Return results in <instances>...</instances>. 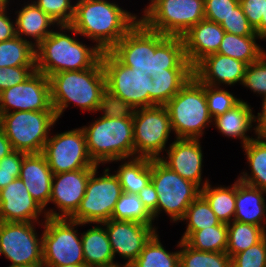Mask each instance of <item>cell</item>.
Masks as SVG:
<instances>
[{"label": "cell", "mask_w": 266, "mask_h": 267, "mask_svg": "<svg viewBox=\"0 0 266 267\" xmlns=\"http://www.w3.org/2000/svg\"><path fill=\"white\" fill-rule=\"evenodd\" d=\"M125 66L150 77L161 72H193L182 37L165 36L138 21L110 50Z\"/></svg>", "instance_id": "1"}, {"label": "cell", "mask_w": 266, "mask_h": 267, "mask_svg": "<svg viewBox=\"0 0 266 267\" xmlns=\"http://www.w3.org/2000/svg\"><path fill=\"white\" fill-rule=\"evenodd\" d=\"M70 25H58L94 40L102 51H110L140 19L107 0H77ZM132 14V15H131Z\"/></svg>", "instance_id": "2"}, {"label": "cell", "mask_w": 266, "mask_h": 267, "mask_svg": "<svg viewBox=\"0 0 266 267\" xmlns=\"http://www.w3.org/2000/svg\"><path fill=\"white\" fill-rule=\"evenodd\" d=\"M84 131L87 149L96 165L134 158L133 110L107 107Z\"/></svg>", "instance_id": "3"}, {"label": "cell", "mask_w": 266, "mask_h": 267, "mask_svg": "<svg viewBox=\"0 0 266 267\" xmlns=\"http://www.w3.org/2000/svg\"><path fill=\"white\" fill-rule=\"evenodd\" d=\"M48 78L51 103L57 118L70 102L95 113L108 107L106 76L101 60L86 70L58 72Z\"/></svg>", "instance_id": "4"}, {"label": "cell", "mask_w": 266, "mask_h": 267, "mask_svg": "<svg viewBox=\"0 0 266 267\" xmlns=\"http://www.w3.org/2000/svg\"><path fill=\"white\" fill-rule=\"evenodd\" d=\"M108 107L134 110L152 107V77L122 64L110 51L102 53Z\"/></svg>", "instance_id": "5"}, {"label": "cell", "mask_w": 266, "mask_h": 267, "mask_svg": "<svg viewBox=\"0 0 266 267\" xmlns=\"http://www.w3.org/2000/svg\"><path fill=\"white\" fill-rule=\"evenodd\" d=\"M102 53L96 45L87 47L66 33L53 31L36 47V71L49 77L58 72L86 70L101 60Z\"/></svg>", "instance_id": "6"}, {"label": "cell", "mask_w": 266, "mask_h": 267, "mask_svg": "<svg viewBox=\"0 0 266 267\" xmlns=\"http://www.w3.org/2000/svg\"><path fill=\"white\" fill-rule=\"evenodd\" d=\"M176 138L200 139L213 119L208 111L205 84L194 75L165 105Z\"/></svg>", "instance_id": "7"}, {"label": "cell", "mask_w": 266, "mask_h": 267, "mask_svg": "<svg viewBox=\"0 0 266 267\" xmlns=\"http://www.w3.org/2000/svg\"><path fill=\"white\" fill-rule=\"evenodd\" d=\"M57 120L55 111H14L0 116V129L13 150L36 154L42 153Z\"/></svg>", "instance_id": "8"}, {"label": "cell", "mask_w": 266, "mask_h": 267, "mask_svg": "<svg viewBox=\"0 0 266 267\" xmlns=\"http://www.w3.org/2000/svg\"><path fill=\"white\" fill-rule=\"evenodd\" d=\"M140 21L165 36L183 37L205 19L204 0H155L144 10Z\"/></svg>", "instance_id": "9"}, {"label": "cell", "mask_w": 266, "mask_h": 267, "mask_svg": "<svg viewBox=\"0 0 266 267\" xmlns=\"http://www.w3.org/2000/svg\"><path fill=\"white\" fill-rule=\"evenodd\" d=\"M151 182L158 195L157 216L164 210L171 221H181L189 205L200 195V188L182 178L160 159H151Z\"/></svg>", "instance_id": "10"}, {"label": "cell", "mask_w": 266, "mask_h": 267, "mask_svg": "<svg viewBox=\"0 0 266 267\" xmlns=\"http://www.w3.org/2000/svg\"><path fill=\"white\" fill-rule=\"evenodd\" d=\"M42 232L43 266L85 264L82 241L75 228L85 225L69 218H45ZM76 226V227H75Z\"/></svg>", "instance_id": "11"}, {"label": "cell", "mask_w": 266, "mask_h": 267, "mask_svg": "<svg viewBox=\"0 0 266 267\" xmlns=\"http://www.w3.org/2000/svg\"><path fill=\"white\" fill-rule=\"evenodd\" d=\"M98 166L92 171L83 199L76 213L70 218L80 223L102 224L111 219L116 203L123 193L116 174L105 169L104 175L96 177Z\"/></svg>", "instance_id": "12"}, {"label": "cell", "mask_w": 266, "mask_h": 267, "mask_svg": "<svg viewBox=\"0 0 266 267\" xmlns=\"http://www.w3.org/2000/svg\"><path fill=\"white\" fill-rule=\"evenodd\" d=\"M172 130L165 106L133 110L134 157L160 159Z\"/></svg>", "instance_id": "13"}, {"label": "cell", "mask_w": 266, "mask_h": 267, "mask_svg": "<svg viewBox=\"0 0 266 267\" xmlns=\"http://www.w3.org/2000/svg\"><path fill=\"white\" fill-rule=\"evenodd\" d=\"M42 154L53 174L98 166L89 155L82 128L50 136Z\"/></svg>", "instance_id": "14"}, {"label": "cell", "mask_w": 266, "mask_h": 267, "mask_svg": "<svg viewBox=\"0 0 266 267\" xmlns=\"http://www.w3.org/2000/svg\"><path fill=\"white\" fill-rule=\"evenodd\" d=\"M32 222L0 221V255L11 265L43 266L42 236L38 238Z\"/></svg>", "instance_id": "15"}, {"label": "cell", "mask_w": 266, "mask_h": 267, "mask_svg": "<svg viewBox=\"0 0 266 267\" xmlns=\"http://www.w3.org/2000/svg\"><path fill=\"white\" fill-rule=\"evenodd\" d=\"M14 111H54L49 78L35 71L23 83L0 92V116Z\"/></svg>", "instance_id": "16"}, {"label": "cell", "mask_w": 266, "mask_h": 267, "mask_svg": "<svg viewBox=\"0 0 266 267\" xmlns=\"http://www.w3.org/2000/svg\"><path fill=\"white\" fill-rule=\"evenodd\" d=\"M95 168L90 167L53 174L49 202H53L60 211L56 212L54 209L44 210V218L70 219L80 206L81 200L85 195L89 177Z\"/></svg>", "instance_id": "17"}, {"label": "cell", "mask_w": 266, "mask_h": 267, "mask_svg": "<svg viewBox=\"0 0 266 267\" xmlns=\"http://www.w3.org/2000/svg\"><path fill=\"white\" fill-rule=\"evenodd\" d=\"M105 226L108 239L114 254H119L129 266L141 253L146 243L157 232L152 224H143L134 221L110 219L102 223Z\"/></svg>", "instance_id": "18"}, {"label": "cell", "mask_w": 266, "mask_h": 267, "mask_svg": "<svg viewBox=\"0 0 266 267\" xmlns=\"http://www.w3.org/2000/svg\"><path fill=\"white\" fill-rule=\"evenodd\" d=\"M199 139L176 138L167 148V157L160 160L182 178L189 180L202 189L208 180L202 185L203 153Z\"/></svg>", "instance_id": "19"}, {"label": "cell", "mask_w": 266, "mask_h": 267, "mask_svg": "<svg viewBox=\"0 0 266 267\" xmlns=\"http://www.w3.org/2000/svg\"><path fill=\"white\" fill-rule=\"evenodd\" d=\"M43 208L31 197L20 178L0 190L1 222H37Z\"/></svg>", "instance_id": "20"}, {"label": "cell", "mask_w": 266, "mask_h": 267, "mask_svg": "<svg viewBox=\"0 0 266 267\" xmlns=\"http://www.w3.org/2000/svg\"><path fill=\"white\" fill-rule=\"evenodd\" d=\"M247 64L220 53L206 56L194 68V76L209 86L234 85L243 82Z\"/></svg>", "instance_id": "21"}, {"label": "cell", "mask_w": 266, "mask_h": 267, "mask_svg": "<svg viewBox=\"0 0 266 267\" xmlns=\"http://www.w3.org/2000/svg\"><path fill=\"white\" fill-rule=\"evenodd\" d=\"M224 34L220 24L206 19L192 26L182 37L190 65L194 68L206 56L217 53Z\"/></svg>", "instance_id": "22"}, {"label": "cell", "mask_w": 266, "mask_h": 267, "mask_svg": "<svg viewBox=\"0 0 266 267\" xmlns=\"http://www.w3.org/2000/svg\"><path fill=\"white\" fill-rule=\"evenodd\" d=\"M19 178L31 197L45 210L51 197L53 172L42 153L26 154Z\"/></svg>", "instance_id": "23"}, {"label": "cell", "mask_w": 266, "mask_h": 267, "mask_svg": "<svg viewBox=\"0 0 266 267\" xmlns=\"http://www.w3.org/2000/svg\"><path fill=\"white\" fill-rule=\"evenodd\" d=\"M265 190L236 180L235 221L266 228ZM264 221V222H263Z\"/></svg>", "instance_id": "24"}, {"label": "cell", "mask_w": 266, "mask_h": 267, "mask_svg": "<svg viewBox=\"0 0 266 267\" xmlns=\"http://www.w3.org/2000/svg\"><path fill=\"white\" fill-rule=\"evenodd\" d=\"M252 112L250 105L240 100L229 111L213 118L214 125L223 135L241 139L244 146L254 139L246 136L248 130H252V123L256 120Z\"/></svg>", "instance_id": "25"}, {"label": "cell", "mask_w": 266, "mask_h": 267, "mask_svg": "<svg viewBox=\"0 0 266 267\" xmlns=\"http://www.w3.org/2000/svg\"><path fill=\"white\" fill-rule=\"evenodd\" d=\"M16 14H18L15 19L16 36L23 39H26L22 37L23 35L32 37L36 47L53 32L48 29L51 25L58 26L35 2L27 3Z\"/></svg>", "instance_id": "26"}, {"label": "cell", "mask_w": 266, "mask_h": 267, "mask_svg": "<svg viewBox=\"0 0 266 267\" xmlns=\"http://www.w3.org/2000/svg\"><path fill=\"white\" fill-rule=\"evenodd\" d=\"M104 227V228H103ZM81 241L85 265L101 267L117 264L105 226H94L81 233Z\"/></svg>", "instance_id": "27"}, {"label": "cell", "mask_w": 266, "mask_h": 267, "mask_svg": "<svg viewBox=\"0 0 266 267\" xmlns=\"http://www.w3.org/2000/svg\"><path fill=\"white\" fill-rule=\"evenodd\" d=\"M257 38L262 39L255 34L254 36H238L225 32L217 53L240 60L247 65L259 60L265 51L256 43Z\"/></svg>", "instance_id": "28"}, {"label": "cell", "mask_w": 266, "mask_h": 267, "mask_svg": "<svg viewBox=\"0 0 266 267\" xmlns=\"http://www.w3.org/2000/svg\"><path fill=\"white\" fill-rule=\"evenodd\" d=\"M124 160L115 174L123 192L137 194L151 181V159L134 157Z\"/></svg>", "instance_id": "29"}, {"label": "cell", "mask_w": 266, "mask_h": 267, "mask_svg": "<svg viewBox=\"0 0 266 267\" xmlns=\"http://www.w3.org/2000/svg\"><path fill=\"white\" fill-rule=\"evenodd\" d=\"M247 157L251 176L242 172L238 178L241 182L266 191V140L254 138L242 146Z\"/></svg>", "instance_id": "30"}, {"label": "cell", "mask_w": 266, "mask_h": 267, "mask_svg": "<svg viewBox=\"0 0 266 267\" xmlns=\"http://www.w3.org/2000/svg\"><path fill=\"white\" fill-rule=\"evenodd\" d=\"M36 66V46L19 36L0 42V68Z\"/></svg>", "instance_id": "31"}, {"label": "cell", "mask_w": 266, "mask_h": 267, "mask_svg": "<svg viewBox=\"0 0 266 267\" xmlns=\"http://www.w3.org/2000/svg\"><path fill=\"white\" fill-rule=\"evenodd\" d=\"M200 194L206 199L212 211L222 223L228 224L233 221L236 203V182L231 185V188L229 186L213 188L208 183L200 190Z\"/></svg>", "instance_id": "32"}, {"label": "cell", "mask_w": 266, "mask_h": 267, "mask_svg": "<svg viewBox=\"0 0 266 267\" xmlns=\"http://www.w3.org/2000/svg\"><path fill=\"white\" fill-rule=\"evenodd\" d=\"M227 248L226 253L232 257L256 245L265 237L262 227L233 220L227 224Z\"/></svg>", "instance_id": "33"}, {"label": "cell", "mask_w": 266, "mask_h": 267, "mask_svg": "<svg viewBox=\"0 0 266 267\" xmlns=\"http://www.w3.org/2000/svg\"><path fill=\"white\" fill-rule=\"evenodd\" d=\"M179 262L180 251H166L156 232L128 267H179Z\"/></svg>", "instance_id": "34"}, {"label": "cell", "mask_w": 266, "mask_h": 267, "mask_svg": "<svg viewBox=\"0 0 266 267\" xmlns=\"http://www.w3.org/2000/svg\"><path fill=\"white\" fill-rule=\"evenodd\" d=\"M193 75V72H161L153 76L152 106H164Z\"/></svg>", "instance_id": "35"}, {"label": "cell", "mask_w": 266, "mask_h": 267, "mask_svg": "<svg viewBox=\"0 0 266 267\" xmlns=\"http://www.w3.org/2000/svg\"><path fill=\"white\" fill-rule=\"evenodd\" d=\"M228 227L226 223L193 232L184 242L205 252H226Z\"/></svg>", "instance_id": "36"}, {"label": "cell", "mask_w": 266, "mask_h": 267, "mask_svg": "<svg viewBox=\"0 0 266 267\" xmlns=\"http://www.w3.org/2000/svg\"><path fill=\"white\" fill-rule=\"evenodd\" d=\"M186 220L188 223L186 231L181 238L182 241H185L195 231L222 223L201 194L187 208L181 221Z\"/></svg>", "instance_id": "37"}, {"label": "cell", "mask_w": 266, "mask_h": 267, "mask_svg": "<svg viewBox=\"0 0 266 267\" xmlns=\"http://www.w3.org/2000/svg\"><path fill=\"white\" fill-rule=\"evenodd\" d=\"M179 267H231V257L226 252L198 251L180 240Z\"/></svg>", "instance_id": "38"}, {"label": "cell", "mask_w": 266, "mask_h": 267, "mask_svg": "<svg viewBox=\"0 0 266 267\" xmlns=\"http://www.w3.org/2000/svg\"><path fill=\"white\" fill-rule=\"evenodd\" d=\"M111 219L153 224V216L147 211L137 194L123 192L116 203Z\"/></svg>", "instance_id": "39"}, {"label": "cell", "mask_w": 266, "mask_h": 267, "mask_svg": "<svg viewBox=\"0 0 266 267\" xmlns=\"http://www.w3.org/2000/svg\"><path fill=\"white\" fill-rule=\"evenodd\" d=\"M220 86H209L205 84V95L210 116L215 118L229 111L240 99L232 93L219 88Z\"/></svg>", "instance_id": "40"}, {"label": "cell", "mask_w": 266, "mask_h": 267, "mask_svg": "<svg viewBox=\"0 0 266 267\" xmlns=\"http://www.w3.org/2000/svg\"><path fill=\"white\" fill-rule=\"evenodd\" d=\"M57 25H70L74 17L75 5L71 0H36L33 1Z\"/></svg>", "instance_id": "41"}, {"label": "cell", "mask_w": 266, "mask_h": 267, "mask_svg": "<svg viewBox=\"0 0 266 267\" xmlns=\"http://www.w3.org/2000/svg\"><path fill=\"white\" fill-rule=\"evenodd\" d=\"M242 85L266 99V53L257 61L247 65Z\"/></svg>", "instance_id": "42"}, {"label": "cell", "mask_w": 266, "mask_h": 267, "mask_svg": "<svg viewBox=\"0 0 266 267\" xmlns=\"http://www.w3.org/2000/svg\"><path fill=\"white\" fill-rule=\"evenodd\" d=\"M231 267H266V238L232 256Z\"/></svg>", "instance_id": "43"}, {"label": "cell", "mask_w": 266, "mask_h": 267, "mask_svg": "<svg viewBox=\"0 0 266 267\" xmlns=\"http://www.w3.org/2000/svg\"><path fill=\"white\" fill-rule=\"evenodd\" d=\"M26 153L13 150L0 160V190L20 176L22 160Z\"/></svg>", "instance_id": "44"}, {"label": "cell", "mask_w": 266, "mask_h": 267, "mask_svg": "<svg viewBox=\"0 0 266 267\" xmlns=\"http://www.w3.org/2000/svg\"><path fill=\"white\" fill-rule=\"evenodd\" d=\"M221 27L225 32L238 36H254L256 31L248 22L240 4L233 9V12L224 20Z\"/></svg>", "instance_id": "45"}, {"label": "cell", "mask_w": 266, "mask_h": 267, "mask_svg": "<svg viewBox=\"0 0 266 267\" xmlns=\"http://www.w3.org/2000/svg\"><path fill=\"white\" fill-rule=\"evenodd\" d=\"M239 5V0H204L205 19L221 24Z\"/></svg>", "instance_id": "46"}, {"label": "cell", "mask_w": 266, "mask_h": 267, "mask_svg": "<svg viewBox=\"0 0 266 267\" xmlns=\"http://www.w3.org/2000/svg\"><path fill=\"white\" fill-rule=\"evenodd\" d=\"M36 71V66L0 68V92L23 83Z\"/></svg>", "instance_id": "47"}, {"label": "cell", "mask_w": 266, "mask_h": 267, "mask_svg": "<svg viewBox=\"0 0 266 267\" xmlns=\"http://www.w3.org/2000/svg\"><path fill=\"white\" fill-rule=\"evenodd\" d=\"M248 22L261 37V20L265 18V0H239Z\"/></svg>", "instance_id": "48"}, {"label": "cell", "mask_w": 266, "mask_h": 267, "mask_svg": "<svg viewBox=\"0 0 266 267\" xmlns=\"http://www.w3.org/2000/svg\"><path fill=\"white\" fill-rule=\"evenodd\" d=\"M144 207L153 216V219L157 217V205L158 195L152 182L150 181L144 188L137 193Z\"/></svg>", "instance_id": "49"}, {"label": "cell", "mask_w": 266, "mask_h": 267, "mask_svg": "<svg viewBox=\"0 0 266 267\" xmlns=\"http://www.w3.org/2000/svg\"><path fill=\"white\" fill-rule=\"evenodd\" d=\"M6 8H0V42L10 40L16 36L15 23L11 21L10 16H7Z\"/></svg>", "instance_id": "50"}, {"label": "cell", "mask_w": 266, "mask_h": 267, "mask_svg": "<svg viewBox=\"0 0 266 267\" xmlns=\"http://www.w3.org/2000/svg\"><path fill=\"white\" fill-rule=\"evenodd\" d=\"M255 116V122H258L254 128L255 134L257 138L262 140H266V99L262 101V112L257 113Z\"/></svg>", "instance_id": "51"}, {"label": "cell", "mask_w": 266, "mask_h": 267, "mask_svg": "<svg viewBox=\"0 0 266 267\" xmlns=\"http://www.w3.org/2000/svg\"><path fill=\"white\" fill-rule=\"evenodd\" d=\"M13 151L11 142L0 129V160Z\"/></svg>", "instance_id": "52"}, {"label": "cell", "mask_w": 266, "mask_h": 267, "mask_svg": "<svg viewBox=\"0 0 266 267\" xmlns=\"http://www.w3.org/2000/svg\"><path fill=\"white\" fill-rule=\"evenodd\" d=\"M261 38L266 39V0H265V18L261 20Z\"/></svg>", "instance_id": "53"}, {"label": "cell", "mask_w": 266, "mask_h": 267, "mask_svg": "<svg viewBox=\"0 0 266 267\" xmlns=\"http://www.w3.org/2000/svg\"><path fill=\"white\" fill-rule=\"evenodd\" d=\"M54 267H87V266L85 264H69V265L54 266Z\"/></svg>", "instance_id": "54"}, {"label": "cell", "mask_w": 266, "mask_h": 267, "mask_svg": "<svg viewBox=\"0 0 266 267\" xmlns=\"http://www.w3.org/2000/svg\"><path fill=\"white\" fill-rule=\"evenodd\" d=\"M10 0H0V8L7 7Z\"/></svg>", "instance_id": "55"}, {"label": "cell", "mask_w": 266, "mask_h": 267, "mask_svg": "<svg viewBox=\"0 0 266 267\" xmlns=\"http://www.w3.org/2000/svg\"><path fill=\"white\" fill-rule=\"evenodd\" d=\"M101 267H127V266H125L124 264L121 266V265H119L117 263V264H113V265H110V266H101Z\"/></svg>", "instance_id": "56"}, {"label": "cell", "mask_w": 266, "mask_h": 267, "mask_svg": "<svg viewBox=\"0 0 266 267\" xmlns=\"http://www.w3.org/2000/svg\"><path fill=\"white\" fill-rule=\"evenodd\" d=\"M9 267H27V266H20V265H10Z\"/></svg>", "instance_id": "57"}]
</instances>
